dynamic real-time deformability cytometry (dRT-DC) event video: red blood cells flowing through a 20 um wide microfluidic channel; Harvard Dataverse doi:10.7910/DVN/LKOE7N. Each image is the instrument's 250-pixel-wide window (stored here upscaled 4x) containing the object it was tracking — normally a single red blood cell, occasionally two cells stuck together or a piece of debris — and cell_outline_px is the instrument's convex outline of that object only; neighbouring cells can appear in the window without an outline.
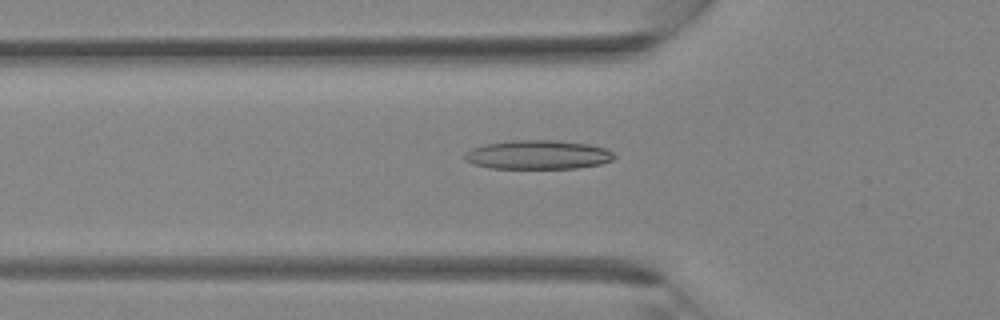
{"species": "Egyptian fruit bat (a non-hibernating species)", "species_latin": "Rousettus aegyptiacus", "temperature_condition": "room temperature", "stored_images_in_passage": 37, "camera_frame_rate_fps": 3000, "um_per_image_px": 0.085, "animal": {"sex": "female"}, "frame": {"image": 1, "passage_image": 12, "time_ms": 3.667, "image_size_px": [1000, 320], "cell_outline_px": [[616, 156], [612, 160], [600, 164], [576, 168], [488, 168], [472, 164], [464, 160], [464, 152], [472, 148], [488, 144], [512, 140], [552, 140], [588, 144], [604, 148], [612, 152]], "centroid_in_image_um": [45.69, 13.16], "position_along_channel_um": 80.1, "area_um2": 25.2}}
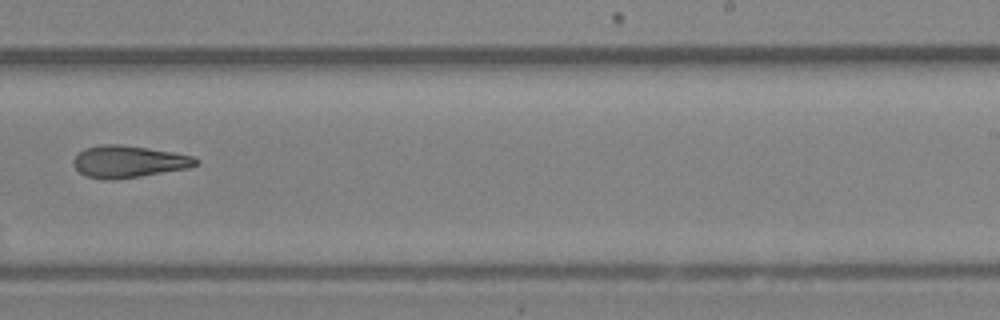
{"frame": {"image": 2, "passage_image": 23, "time_ms": 7.333, "image_size_px": [1000, 320], "cell_outline_px": [[200, 164], [188, 168], [140, 176], [112, 180], [108, 180], [84, 176], [72, 164], [72, 160], [84, 148], [100, 144], [120, 144], [172, 152], [192, 156], [200, 160]], "centroid_in_image_um": [10.92, 13.74], "position_along_channel_um": 278.1, "area_um2": 22.83}}
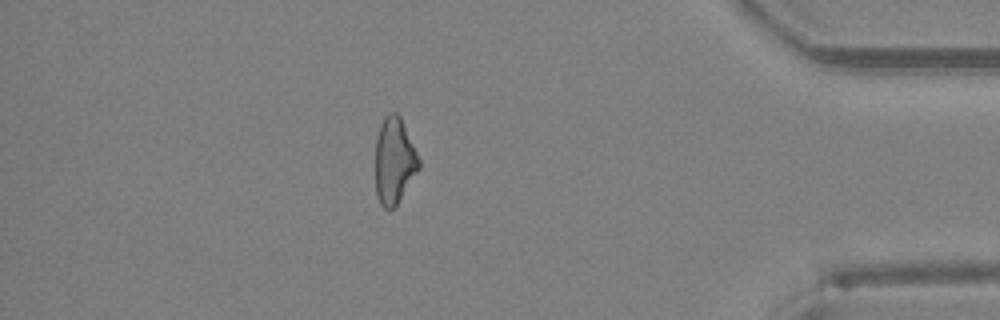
{"frame": {"image": 3, "passage_image": 32, "time_ms": 10.333, "image_size_px": [1000, 320], "cell_outline_px": [[420, 168], [396, 204], [388, 212], [380, 204], [376, 196], [376, 136], [380, 124], [384, 116], [388, 112], [396, 112], [400, 116], [420, 160]], "centroid_in_image_um": [33.49, 13.65], "position_along_channel_um": 401.7, "area_um2": 21.85}}